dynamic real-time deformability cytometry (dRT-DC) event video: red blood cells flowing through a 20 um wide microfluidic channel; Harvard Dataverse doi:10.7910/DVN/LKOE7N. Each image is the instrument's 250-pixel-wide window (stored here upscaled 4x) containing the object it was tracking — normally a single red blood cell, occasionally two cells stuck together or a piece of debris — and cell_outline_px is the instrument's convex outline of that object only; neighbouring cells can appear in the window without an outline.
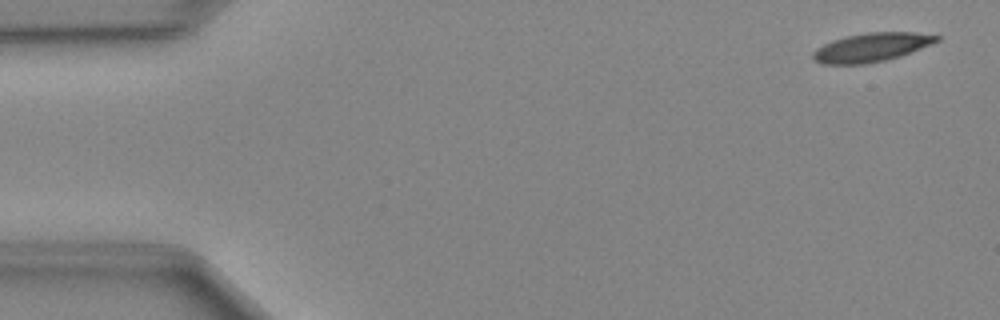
{"species": "Egyptian fruit bat (a non-hibernating species)", "species_latin": "Rousettus aegyptiacus", "temperature_condition": "cold", "stored_images_in_passage": 48, "camera_frame_rate_fps": 3000, "um_per_image_px": 0.085, "animal": {"sex": "female"}, "frame": {"image": 1, "passage_image": 2, "time_ms": 0.333, "image_size_px": [1000, 320], "cell_outline_px": [[940, 40], [900, 56], [884, 60], [864, 64], [820, 64], [812, 60], [812, 52], [816, 48], [832, 40], [844, 36], [868, 32], [916, 32], [940, 36]], "centroid_in_image_um": [74.01, 4.02], "position_along_channel_um": 11.0, "area_um2": 20.75}}
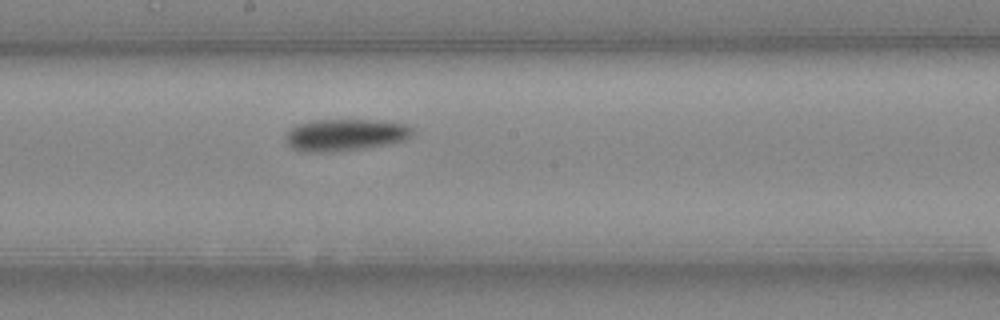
{"frame": {"image": 2, "passage_image": 26, "time_ms": 8.333, "image_size_px": [1000, 320], "cell_outline_px": [[412, 136], [404, 140], [388, 144], [368, 148], [324, 152], [300, 152], [292, 148], [284, 140], [284, 132], [300, 124], [316, 120], [372, 120], [404, 124], [412, 128]], "centroid_in_image_um": [29.29, 11.48], "position_along_channel_um": 218.9, "area_um2": 23.58}}
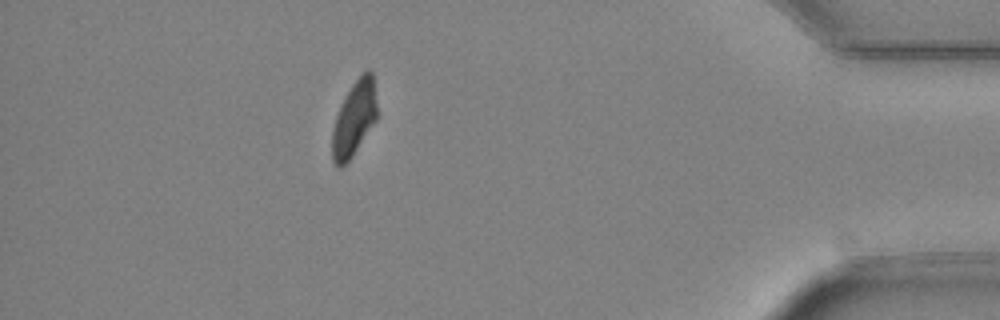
{"frame": {"image": 3, "passage_image": 43, "time_ms": 14.0, "image_size_px": [1000, 320], "cell_outline_px": [[376, 120], [352, 156], [340, 168], [336, 168], [332, 160], [332, 128], [340, 104], [352, 84], [368, 68], [372, 72], [376, 104]], "centroid_in_image_um": [30.07, 10.1], "position_along_channel_um": 405.1, "area_um2": 19.36}}